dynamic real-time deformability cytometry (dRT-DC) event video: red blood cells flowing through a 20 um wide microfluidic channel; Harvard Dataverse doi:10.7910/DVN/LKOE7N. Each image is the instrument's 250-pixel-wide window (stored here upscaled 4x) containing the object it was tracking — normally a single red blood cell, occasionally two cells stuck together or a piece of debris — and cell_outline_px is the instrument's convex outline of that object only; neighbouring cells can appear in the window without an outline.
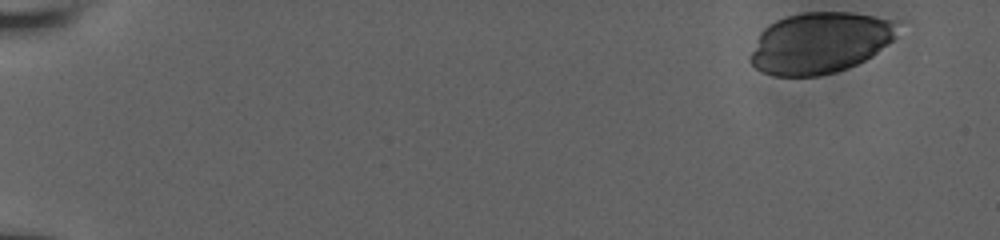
{"species": "human", "species_latin": "Homo sapiens", "temperature_condition": "room temperature", "stored_images_in_passage": 55, "camera_frame_rate_fps": 3000, "um_per_image_px": 0.085, "donor": {"sex": "male"}, "frame": {"image": 1, "passage_image": 1, "time_ms": 0.0, "image_size_px": [1000, 240], "cell_outline_px": [[896, 36], [892, 40], [872, 56], [848, 68], [836, 72], [820, 76], [772, 76], [756, 68], [748, 60], [760, 32], [768, 24], [776, 20], [788, 16], [804, 12], [848, 12], [872, 16], [892, 20]], "centroid_in_image_um": [69.63, 3.66], "position_along_channel_um": 15.4, "area_um2": 52.08}}